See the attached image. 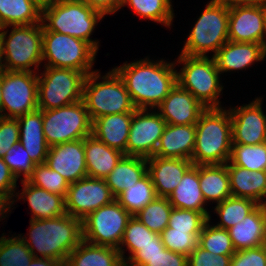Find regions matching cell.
<instances>
[{
    "label": "cell",
    "instance_id": "obj_53",
    "mask_svg": "<svg viewBox=\"0 0 266 266\" xmlns=\"http://www.w3.org/2000/svg\"><path fill=\"white\" fill-rule=\"evenodd\" d=\"M29 266H65V263L50 258L34 257Z\"/></svg>",
    "mask_w": 266,
    "mask_h": 266
},
{
    "label": "cell",
    "instance_id": "obj_45",
    "mask_svg": "<svg viewBox=\"0 0 266 266\" xmlns=\"http://www.w3.org/2000/svg\"><path fill=\"white\" fill-rule=\"evenodd\" d=\"M208 219L195 210L172 208L168 227L172 231H201Z\"/></svg>",
    "mask_w": 266,
    "mask_h": 266
},
{
    "label": "cell",
    "instance_id": "obj_36",
    "mask_svg": "<svg viewBox=\"0 0 266 266\" xmlns=\"http://www.w3.org/2000/svg\"><path fill=\"white\" fill-rule=\"evenodd\" d=\"M172 0H122L121 8L128 5L141 19L172 26L174 10Z\"/></svg>",
    "mask_w": 266,
    "mask_h": 266
},
{
    "label": "cell",
    "instance_id": "obj_21",
    "mask_svg": "<svg viewBox=\"0 0 266 266\" xmlns=\"http://www.w3.org/2000/svg\"><path fill=\"white\" fill-rule=\"evenodd\" d=\"M218 70L221 73L246 70L254 62L266 58V48L258 43L227 41L214 56Z\"/></svg>",
    "mask_w": 266,
    "mask_h": 266
},
{
    "label": "cell",
    "instance_id": "obj_55",
    "mask_svg": "<svg viewBox=\"0 0 266 266\" xmlns=\"http://www.w3.org/2000/svg\"><path fill=\"white\" fill-rule=\"evenodd\" d=\"M11 205L12 202L7 197L0 195V220L7 217L6 213L11 211Z\"/></svg>",
    "mask_w": 266,
    "mask_h": 266
},
{
    "label": "cell",
    "instance_id": "obj_29",
    "mask_svg": "<svg viewBox=\"0 0 266 266\" xmlns=\"http://www.w3.org/2000/svg\"><path fill=\"white\" fill-rule=\"evenodd\" d=\"M173 208L188 209L201 212L207 219L211 220L209 211L206 210L199 182V165H192L182 177L178 186L168 197Z\"/></svg>",
    "mask_w": 266,
    "mask_h": 266
},
{
    "label": "cell",
    "instance_id": "obj_39",
    "mask_svg": "<svg viewBox=\"0 0 266 266\" xmlns=\"http://www.w3.org/2000/svg\"><path fill=\"white\" fill-rule=\"evenodd\" d=\"M34 255L22 237H0V266H29Z\"/></svg>",
    "mask_w": 266,
    "mask_h": 266
},
{
    "label": "cell",
    "instance_id": "obj_9",
    "mask_svg": "<svg viewBox=\"0 0 266 266\" xmlns=\"http://www.w3.org/2000/svg\"><path fill=\"white\" fill-rule=\"evenodd\" d=\"M38 75V109L50 110L67 106L83 98L86 74L69 68L44 67Z\"/></svg>",
    "mask_w": 266,
    "mask_h": 266
},
{
    "label": "cell",
    "instance_id": "obj_6",
    "mask_svg": "<svg viewBox=\"0 0 266 266\" xmlns=\"http://www.w3.org/2000/svg\"><path fill=\"white\" fill-rule=\"evenodd\" d=\"M0 29L1 50L5 71H29L39 69L43 56V24L8 26ZM32 69L31 67H34Z\"/></svg>",
    "mask_w": 266,
    "mask_h": 266
},
{
    "label": "cell",
    "instance_id": "obj_22",
    "mask_svg": "<svg viewBox=\"0 0 266 266\" xmlns=\"http://www.w3.org/2000/svg\"><path fill=\"white\" fill-rule=\"evenodd\" d=\"M195 140V124H166L154 156L191 160Z\"/></svg>",
    "mask_w": 266,
    "mask_h": 266
},
{
    "label": "cell",
    "instance_id": "obj_23",
    "mask_svg": "<svg viewBox=\"0 0 266 266\" xmlns=\"http://www.w3.org/2000/svg\"><path fill=\"white\" fill-rule=\"evenodd\" d=\"M227 230L236 251L266 245V205H258Z\"/></svg>",
    "mask_w": 266,
    "mask_h": 266
},
{
    "label": "cell",
    "instance_id": "obj_35",
    "mask_svg": "<svg viewBox=\"0 0 266 266\" xmlns=\"http://www.w3.org/2000/svg\"><path fill=\"white\" fill-rule=\"evenodd\" d=\"M157 197L154 185L147 173L137 183L128 187L115 200L122 205L132 216L140 212L147 204Z\"/></svg>",
    "mask_w": 266,
    "mask_h": 266
},
{
    "label": "cell",
    "instance_id": "obj_28",
    "mask_svg": "<svg viewBox=\"0 0 266 266\" xmlns=\"http://www.w3.org/2000/svg\"><path fill=\"white\" fill-rule=\"evenodd\" d=\"M84 150L87 174L92 178L105 179L124 156L92 134L84 138Z\"/></svg>",
    "mask_w": 266,
    "mask_h": 266
},
{
    "label": "cell",
    "instance_id": "obj_17",
    "mask_svg": "<svg viewBox=\"0 0 266 266\" xmlns=\"http://www.w3.org/2000/svg\"><path fill=\"white\" fill-rule=\"evenodd\" d=\"M262 99L229 109L232 123V144L257 145L266 142V115Z\"/></svg>",
    "mask_w": 266,
    "mask_h": 266
},
{
    "label": "cell",
    "instance_id": "obj_50",
    "mask_svg": "<svg viewBox=\"0 0 266 266\" xmlns=\"http://www.w3.org/2000/svg\"><path fill=\"white\" fill-rule=\"evenodd\" d=\"M17 178L9 170L8 165L0 158V195L7 197L12 202V207L17 189Z\"/></svg>",
    "mask_w": 266,
    "mask_h": 266
},
{
    "label": "cell",
    "instance_id": "obj_5",
    "mask_svg": "<svg viewBox=\"0 0 266 266\" xmlns=\"http://www.w3.org/2000/svg\"><path fill=\"white\" fill-rule=\"evenodd\" d=\"M99 72L88 74L83 87L82 101L91 121L105 115L134 112L136 107L117 72L113 68L104 76ZM99 79L103 80L98 82Z\"/></svg>",
    "mask_w": 266,
    "mask_h": 266
},
{
    "label": "cell",
    "instance_id": "obj_54",
    "mask_svg": "<svg viewBox=\"0 0 266 266\" xmlns=\"http://www.w3.org/2000/svg\"><path fill=\"white\" fill-rule=\"evenodd\" d=\"M221 3H224L226 6L231 7L234 5H243V4H266V0H218Z\"/></svg>",
    "mask_w": 266,
    "mask_h": 266
},
{
    "label": "cell",
    "instance_id": "obj_8",
    "mask_svg": "<svg viewBox=\"0 0 266 266\" xmlns=\"http://www.w3.org/2000/svg\"><path fill=\"white\" fill-rule=\"evenodd\" d=\"M228 25L229 7L218 0H210L184 42L181 54L207 57L212 51L211 57H214L229 40Z\"/></svg>",
    "mask_w": 266,
    "mask_h": 266
},
{
    "label": "cell",
    "instance_id": "obj_33",
    "mask_svg": "<svg viewBox=\"0 0 266 266\" xmlns=\"http://www.w3.org/2000/svg\"><path fill=\"white\" fill-rule=\"evenodd\" d=\"M42 6L35 0H0V29L41 23Z\"/></svg>",
    "mask_w": 266,
    "mask_h": 266
},
{
    "label": "cell",
    "instance_id": "obj_16",
    "mask_svg": "<svg viewBox=\"0 0 266 266\" xmlns=\"http://www.w3.org/2000/svg\"><path fill=\"white\" fill-rule=\"evenodd\" d=\"M228 37L232 42L258 43L266 48L264 5L243 4L229 7Z\"/></svg>",
    "mask_w": 266,
    "mask_h": 266
},
{
    "label": "cell",
    "instance_id": "obj_32",
    "mask_svg": "<svg viewBox=\"0 0 266 266\" xmlns=\"http://www.w3.org/2000/svg\"><path fill=\"white\" fill-rule=\"evenodd\" d=\"M199 182L205 202L221 203L232 196L227 165H199Z\"/></svg>",
    "mask_w": 266,
    "mask_h": 266
},
{
    "label": "cell",
    "instance_id": "obj_18",
    "mask_svg": "<svg viewBox=\"0 0 266 266\" xmlns=\"http://www.w3.org/2000/svg\"><path fill=\"white\" fill-rule=\"evenodd\" d=\"M45 163L63 176L69 184L87 177L84 139L49 147Z\"/></svg>",
    "mask_w": 266,
    "mask_h": 266
},
{
    "label": "cell",
    "instance_id": "obj_52",
    "mask_svg": "<svg viewBox=\"0 0 266 266\" xmlns=\"http://www.w3.org/2000/svg\"><path fill=\"white\" fill-rule=\"evenodd\" d=\"M89 7L106 14H114L121 9L122 0H82Z\"/></svg>",
    "mask_w": 266,
    "mask_h": 266
},
{
    "label": "cell",
    "instance_id": "obj_38",
    "mask_svg": "<svg viewBox=\"0 0 266 266\" xmlns=\"http://www.w3.org/2000/svg\"><path fill=\"white\" fill-rule=\"evenodd\" d=\"M198 246L213 255H233L236 252L228 230L210 225L209 219L202 227Z\"/></svg>",
    "mask_w": 266,
    "mask_h": 266
},
{
    "label": "cell",
    "instance_id": "obj_7",
    "mask_svg": "<svg viewBox=\"0 0 266 266\" xmlns=\"http://www.w3.org/2000/svg\"><path fill=\"white\" fill-rule=\"evenodd\" d=\"M175 61V64H183L177 72V84L189 91L206 108H221L218 98L224 86L220 83L215 58L180 54Z\"/></svg>",
    "mask_w": 266,
    "mask_h": 266
},
{
    "label": "cell",
    "instance_id": "obj_40",
    "mask_svg": "<svg viewBox=\"0 0 266 266\" xmlns=\"http://www.w3.org/2000/svg\"><path fill=\"white\" fill-rule=\"evenodd\" d=\"M229 161L251 171H266V142L257 145L232 144Z\"/></svg>",
    "mask_w": 266,
    "mask_h": 266
},
{
    "label": "cell",
    "instance_id": "obj_37",
    "mask_svg": "<svg viewBox=\"0 0 266 266\" xmlns=\"http://www.w3.org/2000/svg\"><path fill=\"white\" fill-rule=\"evenodd\" d=\"M258 205L254 200L248 198L230 196L214 207L215 213L220 218L215 226L229 229L242 221Z\"/></svg>",
    "mask_w": 266,
    "mask_h": 266
},
{
    "label": "cell",
    "instance_id": "obj_43",
    "mask_svg": "<svg viewBox=\"0 0 266 266\" xmlns=\"http://www.w3.org/2000/svg\"><path fill=\"white\" fill-rule=\"evenodd\" d=\"M200 233L201 231H172L167 226L160 236L166 249L188 256L198 246Z\"/></svg>",
    "mask_w": 266,
    "mask_h": 266
},
{
    "label": "cell",
    "instance_id": "obj_13",
    "mask_svg": "<svg viewBox=\"0 0 266 266\" xmlns=\"http://www.w3.org/2000/svg\"><path fill=\"white\" fill-rule=\"evenodd\" d=\"M4 118L17 119L38 109V75L29 71L1 72Z\"/></svg>",
    "mask_w": 266,
    "mask_h": 266
},
{
    "label": "cell",
    "instance_id": "obj_25",
    "mask_svg": "<svg viewBox=\"0 0 266 266\" xmlns=\"http://www.w3.org/2000/svg\"><path fill=\"white\" fill-rule=\"evenodd\" d=\"M21 184L22 192L16 191L14 197L28 201L32 211L30 219H52L66 214L65 199L62 196L36 187L28 180H21Z\"/></svg>",
    "mask_w": 266,
    "mask_h": 266
},
{
    "label": "cell",
    "instance_id": "obj_15",
    "mask_svg": "<svg viewBox=\"0 0 266 266\" xmlns=\"http://www.w3.org/2000/svg\"><path fill=\"white\" fill-rule=\"evenodd\" d=\"M151 111L152 109H136L134 111L126 145V156L144 158L154 156L166 121L156 109Z\"/></svg>",
    "mask_w": 266,
    "mask_h": 266
},
{
    "label": "cell",
    "instance_id": "obj_20",
    "mask_svg": "<svg viewBox=\"0 0 266 266\" xmlns=\"http://www.w3.org/2000/svg\"><path fill=\"white\" fill-rule=\"evenodd\" d=\"M193 165L191 160L178 158H147V173L150 175L158 197L168 198Z\"/></svg>",
    "mask_w": 266,
    "mask_h": 266
},
{
    "label": "cell",
    "instance_id": "obj_10",
    "mask_svg": "<svg viewBox=\"0 0 266 266\" xmlns=\"http://www.w3.org/2000/svg\"><path fill=\"white\" fill-rule=\"evenodd\" d=\"M98 53L88 42L55 31H43L44 67L69 68L88 75Z\"/></svg>",
    "mask_w": 266,
    "mask_h": 266
},
{
    "label": "cell",
    "instance_id": "obj_46",
    "mask_svg": "<svg viewBox=\"0 0 266 266\" xmlns=\"http://www.w3.org/2000/svg\"><path fill=\"white\" fill-rule=\"evenodd\" d=\"M233 255H213L197 246L187 256V266H230Z\"/></svg>",
    "mask_w": 266,
    "mask_h": 266
},
{
    "label": "cell",
    "instance_id": "obj_51",
    "mask_svg": "<svg viewBox=\"0 0 266 266\" xmlns=\"http://www.w3.org/2000/svg\"><path fill=\"white\" fill-rule=\"evenodd\" d=\"M163 243H148L142 247L125 263V266H137L145 257H153L164 250Z\"/></svg>",
    "mask_w": 266,
    "mask_h": 266
},
{
    "label": "cell",
    "instance_id": "obj_11",
    "mask_svg": "<svg viewBox=\"0 0 266 266\" xmlns=\"http://www.w3.org/2000/svg\"><path fill=\"white\" fill-rule=\"evenodd\" d=\"M43 131L49 147L84 139L92 134V121L83 101L42 110Z\"/></svg>",
    "mask_w": 266,
    "mask_h": 266
},
{
    "label": "cell",
    "instance_id": "obj_4",
    "mask_svg": "<svg viewBox=\"0 0 266 266\" xmlns=\"http://www.w3.org/2000/svg\"><path fill=\"white\" fill-rule=\"evenodd\" d=\"M104 15L82 0H50L42 6L43 31H55L88 42L96 51L99 41L90 36Z\"/></svg>",
    "mask_w": 266,
    "mask_h": 266
},
{
    "label": "cell",
    "instance_id": "obj_26",
    "mask_svg": "<svg viewBox=\"0 0 266 266\" xmlns=\"http://www.w3.org/2000/svg\"><path fill=\"white\" fill-rule=\"evenodd\" d=\"M17 120L19 122V142L36 165L45 163L49 145L43 131L42 110L29 112Z\"/></svg>",
    "mask_w": 266,
    "mask_h": 266
},
{
    "label": "cell",
    "instance_id": "obj_24",
    "mask_svg": "<svg viewBox=\"0 0 266 266\" xmlns=\"http://www.w3.org/2000/svg\"><path fill=\"white\" fill-rule=\"evenodd\" d=\"M226 165L232 196L248 198L259 205H265L266 171H251L235 166L230 161Z\"/></svg>",
    "mask_w": 266,
    "mask_h": 266
},
{
    "label": "cell",
    "instance_id": "obj_3",
    "mask_svg": "<svg viewBox=\"0 0 266 266\" xmlns=\"http://www.w3.org/2000/svg\"><path fill=\"white\" fill-rule=\"evenodd\" d=\"M207 108L196 127L193 165L225 164L232 151V123L229 110Z\"/></svg>",
    "mask_w": 266,
    "mask_h": 266
},
{
    "label": "cell",
    "instance_id": "obj_58",
    "mask_svg": "<svg viewBox=\"0 0 266 266\" xmlns=\"http://www.w3.org/2000/svg\"><path fill=\"white\" fill-rule=\"evenodd\" d=\"M38 2L41 6H45L50 0H35Z\"/></svg>",
    "mask_w": 266,
    "mask_h": 266
},
{
    "label": "cell",
    "instance_id": "obj_41",
    "mask_svg": "<svg viewBox=\"0 0 266 266\" xmlns=\"http://www.w3.org/2000/svg\"><path fill=\"white\" fill-rule=\"evenodd\" d=\"M173 206L168 198L156 197L135 216L152 232L161 234L168 226Z\"/></svg>",
    "mask_w": 266,
    "mask_h": 266
},
{
    "label": "cell",
    "instance_id": "obj_34",
    "mask_svg": "<svg viewBox=\"0 0 266 266\" xmlns=\"http://www.w3.org/2000/svg\"><path fill=\"white\" fill-rule=\"evenodd\" d=\"M148 243H162L160 234L150 231L136 216H132L127 223L118 248L123 263L125 264L140 247ZM124 246L131 254L128 257L124 255Z\"/></svg>",
    "mask_w": 266,
    "mask_h": 266
},
{
    "label": "cell",
    "instance_id": "obj_57",
    "mask_svg": "<svg viewBox=\"0 0 266 266\" xmlns=\"http://www.w3.org/2000/svg\"><path fill=\"white\" fill-rule=\"evenodd\" d=\"M4 71L3 55L1 50V41H0V73Z\"/></svg>",
    "mask_w": 266,
    "mask_h": 266
},
{
    "label": "cell",
    "instance_id": "obj_12",
    "mask_svg": "<svg viewBox=\"0 0 266 266\" xmlns=\"http://www.w3.org/2000/svg\"><path fill=\"white\" fill-rule=\"evenodd\" d=\"M132 215L116 200L90 213L82 220L83 240L118 249Z\"/></svg>",
    "mask_w": 266,
    "mask_h": 266
},
{
    "label": "cell",
    "instance_id": "obj_2",
    "mask_svg": "<svg viewBox=\"0 0 266 266\" xmlns=\"http://www.w3.org/2000/svg\"><path fill=\"white\" fill-rule=\"evenodd\" d=\"M19 235L34 257L66 263L69 254L83 240L82 220L67 213L52 219H30L29 238Z\"/></svg>",
    "mask_w": 266,
    "mask_h": 266
},
{
    "label": "cell",
    "instance_id": "obj_49",
    "mask_svg": "<svg viewBox=\"0 0 266 266\" xmlns=\"http://www.w3.org/2000/svg\"><path fill=\"white\" fill-rule=\"evenodd\" d=\"M137 266H187V256L165 248L153 257H145Z\"/></svg>",
    "mask_w": 266,
    "mask_h": 266
},
{
    "label": "cell",
    "instance_id": "obj_56",
    "mask_svg": "<svg viewBox=\"0 0 266 266\" xmlns=\"http://www.w3.org/2000/svg\"><path fill=\"white\" fill-rule=\"evenodd\" d=\"M0 118H4V114H3V103H2L1 73H0Z\"/></svg>",
    "mask_w": 266,
    "mask_h": 266
},
{
    "label": "cell",
    "instance_id": "obj_47",
    "mask_svg": "<svg viewBox=\"0 0 266 266\" xmlns=\"http://www.w3.org/2000/svg\"><path fill=\"white\" fill-rule=\"evenodd\" d=\"M19 122L13 118H0V158L19 142Z\"/></svg>",
    "mask_w": 266,
    "mask_h": 266
},
{
    "label": "cell",
    "instance_id": "obj_30",
    "mask_svg": "<svg viewBox=\"0 0 266 266\" xmlns=\"http://www.w3.org/2000/svg\"><path fill=\"white\" fill-rule=\"evenodd\" d=\"M146 174L147 158L124 155L105 180L113 196L116 198Z\"/></svg>",
    "mask_w": 266,
    "mask_h": 266
},
{
    "label": "cell",
    "instance_id": "obj_31",
    "mask_svg": "<svg viewBox=\"0 0 266 266\" xmlns=\"http://www.w3.org/2000/svg\"><path fill=\"white\" fill-rule=\"evenodd\" d=\"M65 266H125L118 249L82 240L69 254Z\"/></svg>",
    "mask_w": 266,
    "mask_h": 266
},
{
    "label": "cell",
    "instance_id": "obj_42",
    "mask_svg": "<svg viewBox=\"0 0 266 266\" xmlns=\"http://www.w3.org/2000/svg\"><path fill=\"white\" fill-rule=\"evenodd\" d=\"M27 180L34 186L60 195L64 199L69 188V182L58 172L50 169L46 163L35 165L33 174Z\"/></svg>",
    "mask_w": 266,
    "mask_h": 266
},
{
    "label": "cell",
    "instance_id": "obj_14",
    "mask_svg": "<svg viewBox=\"0 0 266 266\" xmlns=\"http://www.w3.org/2000/svg\"><path fill=\"white\" fill-rule=\"evenodd\" d=\"M115 200L105 179L85 177L70 183L65 197L68 215L83 220L90 213Z\"/></svg>",
    "mask_w": 266,
    "mask_h": 266
},
{
    "label": "cell",
    "instance_id": "obj_1",
    "mask_svg": "<svg viewBox=\"0 0 266 266\" xmlns=\"http://www.w3.org/2000/svg\"><path fill=\"white\" fill-rule=\"evenodd\" d=\"M175 62L148 57L123 63L114 70L123 80L136 109H156L177 84Z\"/></svg>",
    "mask_w": 266,
    "mask_h": 266
},
{
    "label": "cell",
    "instance_id": "obj_19",
    "mask_svg": "<svg viewBox=\"0 0 266 266\" xmlns=\"http://www.w3.org/2000/svg\"><path fill=\"white\" fill-rule=\"evenodd\" d=\"M156 109L166 124L188 125L196 124L207 108L176 84Z\"/></svg>",
    "mask_w": 266,
    "mask_h": 266
},
{
    "label": "cell",
    "instance_id": "obj_44",
    "mask_svg": "<svg viewBox=\"0 0 266 266\" xmlns=\"http://www.w3.org/2000/svg\"><path fill=\"white\" fill-rule=\"evenodd\" d=\"M3 160L17 180L22 175L21 180H27L33 174L36 165L20 142L7 151Z\"/></svg>",
    "mask_w": 266,
    "mask_h": 266
},
{
    "label": "cell",
    "instance_id": "obj_27",
    "mask_svg": "<svg viewBox=\"0 0 266 266\" xmlns=\"http://www.w3.org/2000/svg\"><path fill=\"white\" fill-rule=\"evenodd\" d=\"M134 112L110 114L92 121V135L126 156V145Z\"/></svg>",
    "mask_w": 266,
    "mask_h": 266
},
{
    "label": "cell",
    "instance_id": "obj_48",
    "mask_svg": "<svg viewBox=\"0 0 266 266\" xmlns=\"http://www.w3.org/2000/svg\"><path fill=\"white\" fill-rule=\"evenodd\" d=\"M230 266H266V245L236 251Z\"/></svg>",
    "mask_w": 266,
    "mask_h": 266
},
{
    "label": "cell",
    "instance_id": "obj_59",
    "mask_svg": "<svg viewBox=\"0 0 266 266\" xmlns=\"http://www.w3.org/2000/svg\"><path fill=\"white\" fill-rule=\"evenodd\" d=\"M264 13H265V31H266V4H264Z\"/></svg>",
    "mask_w": 266,
    "mask_h": 266
}]
</instances>
